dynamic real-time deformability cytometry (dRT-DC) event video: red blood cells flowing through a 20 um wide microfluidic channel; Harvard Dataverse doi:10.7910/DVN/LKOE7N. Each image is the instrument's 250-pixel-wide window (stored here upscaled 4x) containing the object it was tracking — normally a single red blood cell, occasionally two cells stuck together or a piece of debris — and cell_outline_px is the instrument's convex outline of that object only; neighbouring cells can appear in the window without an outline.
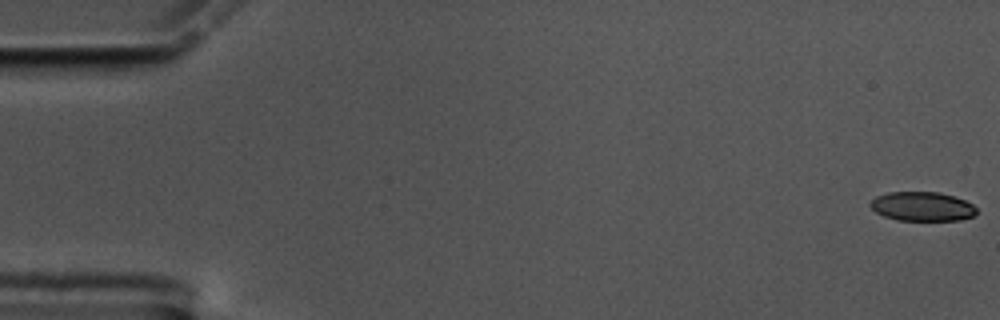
{"species": "common noctule bat (a hibernating species)", "species_latin": "Nyctalus noctula", "temperature_condition": "cold", "stored_images_in_passage": 57, "camera_frame_rate_fps": 3000, "um_per_image_px": 0.085, "animal": {"sex": "male", "body_mass_g": 17.5, "forearm_length_mm": 52.3}, "frame": {"image": 1, "passage_image": 1, "time_ms": 0.0, "image_size_px": [1000, 320], "cell_outline_px": [[976, 212], [972, 216], [960, 220], [896, 220], [884, 216], [876, 212], [868, 204], [876, 196], [888, 192], [940, 192], [964, 200], [972, 204], [976, 208]], "centroid_in_image_um": [78.36, 17.54], "position_along_channel_um": 6.6, "area_um2": 17.98}}
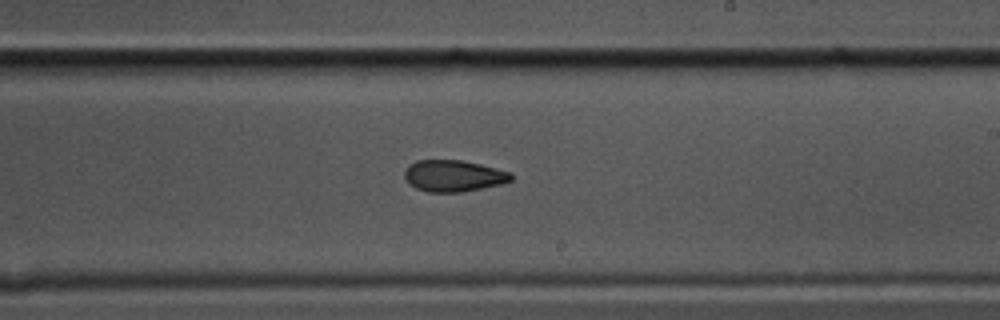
{"frame": {"image": 2, "passage_image": 34, "time_ms": 11.0, "image_size_px": [1000, 320], "cell_outline_px": [[512, 180], [500, 184], [460, 192], [428, 192], [416, 188], [404, 176], [404, 168], [408, 164], [416, 160], [460, 160], [480, 164], [512, 172]], "centroid_in_image_um": [38.53, 14.93], "position_along_channel_um": 250.5, "area_um2": 19.48}}
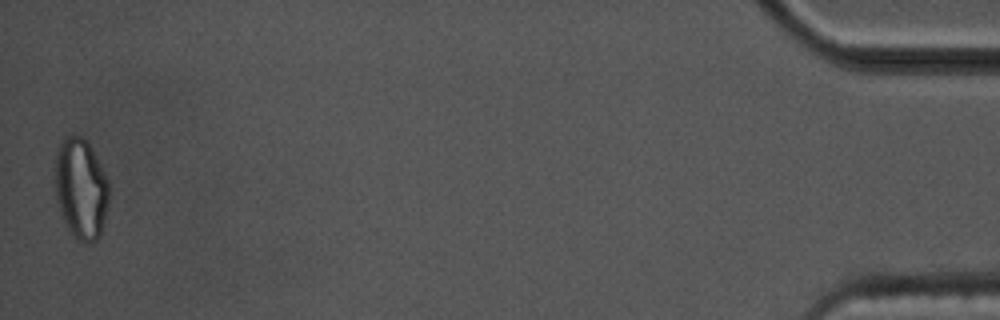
{"frame": {"image": 3, "passage_image": 57, "time_ms": 18.667, "image_size_px": [1000, 320], "cell_outline_px": [[108, 204], [100, 236], [96, 240], [88, 244], [84, 244], [68, 228], [64, 220], [56, 196], [56, 152], [64, 136], [80, 136], [88, 140], [108, 180]], "centroid_in_image_um": [6.9, 16.01], "position_along_channel_um": 428.3, "area_um2": 31.27}, "authors_computed_cell_mechanics": {"area_um2": 20.2878, "velocity_mm_per_s": 3.5334, "shape_relaxation_time_tau1_ms": 5.5822, "shape_relaxation_time_tau2_ms": 2.6731, "deformation_change_tau1": 0.1315, "deformation_change_tau2": 0.0783}}